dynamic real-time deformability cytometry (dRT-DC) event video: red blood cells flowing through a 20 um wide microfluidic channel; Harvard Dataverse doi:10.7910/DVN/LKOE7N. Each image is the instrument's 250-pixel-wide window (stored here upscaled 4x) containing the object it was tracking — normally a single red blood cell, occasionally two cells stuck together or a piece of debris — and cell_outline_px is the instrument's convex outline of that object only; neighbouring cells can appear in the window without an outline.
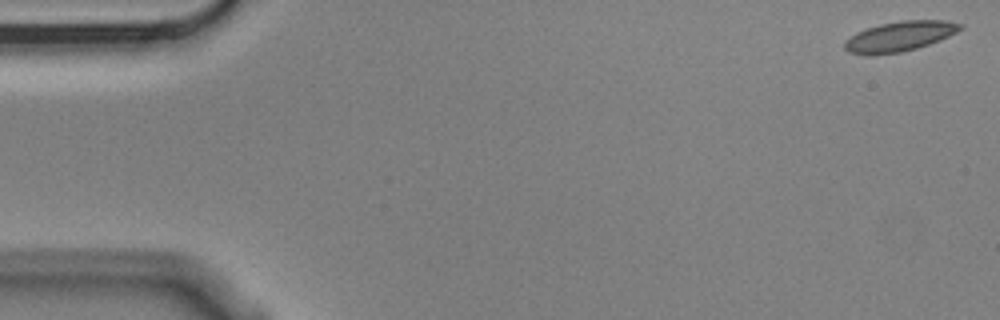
{"species": "Egyptian fruit bat (a non-hibernating species)", "species_latin": "Rousettus aegyptiacus", "temperature_condition": "cold", "stored_images_in_passage": 4, "camera_frame_rate_fps": 3000, "um_per_image_px": 0.085, "animal": {"sex": "male"}, "frame": {"image": 1, "passage_image": 1, "time_ms": 0.0, "image_size_px": [1000, 320], "cell_outline_px": [[964, 28], [940, 40], [916, 48], [900, 52], [872, 56], [864, 56], [848, 52], [844, 48], [844, 40], [856, 32], [880, 24], [900, 20], [944, 20], [964, 24]], "centroid_in_image_um": [76.43, 3.1], "position_along_channel_um": 8.6, "area_um2": 20.46}}